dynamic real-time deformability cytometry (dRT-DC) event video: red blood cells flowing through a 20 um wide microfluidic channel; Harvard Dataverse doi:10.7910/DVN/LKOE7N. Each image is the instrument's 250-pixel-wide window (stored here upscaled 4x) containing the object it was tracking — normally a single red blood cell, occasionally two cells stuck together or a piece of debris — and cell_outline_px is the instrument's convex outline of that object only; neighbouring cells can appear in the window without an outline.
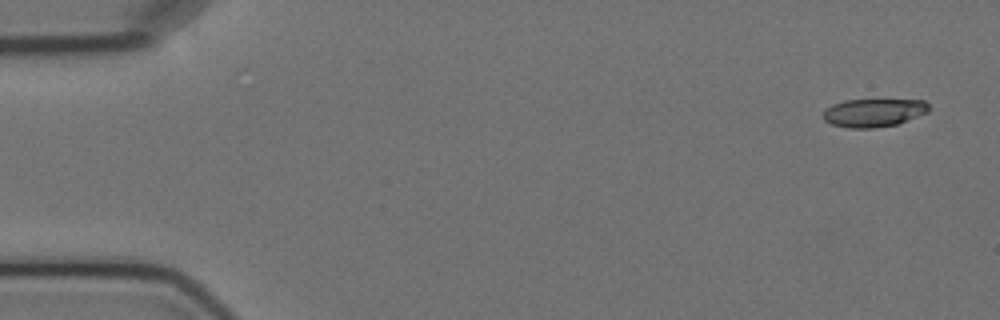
{"species": "Egyptian fruit bat (a non-hibernating species)", "species_latin": "Rousettus aegyptiacus", "temperature_condition": "cold", "stored_images_in_passage": 3, "camera_frame_rate_fps": 3000, "um_per_image_px": 0.085, "animal": {"sex": "female"}, "frame": {"image": 1, "passage_image": 1, "time_ms": 0.0, "image_size_px": [1000, 320], "cell_outline_px": [[928, 112], [896, 124], [876, 128], [848, 128], [832, 124], [824, 120], [824, 112], [832, 104], [844, 100], [924, 100], [928, 104]], "centroid_in_image_um": [74.25, 9.58], "position_along_channel_um": 10.7, "area_um2": 17.17}}